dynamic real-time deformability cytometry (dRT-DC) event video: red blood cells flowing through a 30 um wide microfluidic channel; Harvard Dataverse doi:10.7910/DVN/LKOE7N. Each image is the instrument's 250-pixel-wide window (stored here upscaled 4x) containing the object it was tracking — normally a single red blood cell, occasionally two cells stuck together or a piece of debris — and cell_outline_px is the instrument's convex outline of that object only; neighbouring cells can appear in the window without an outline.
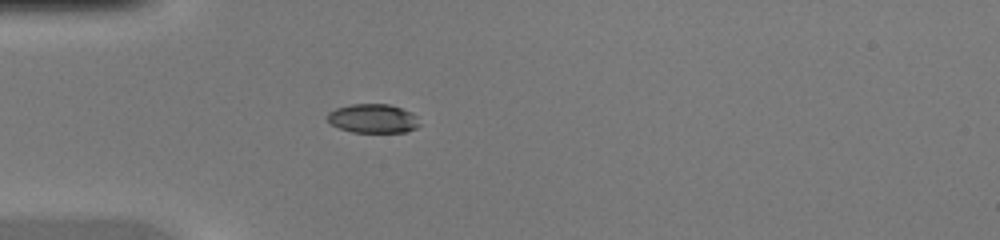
{"species": "common noctule bat (a hibernating species)", "species_latin": "Nyctalus noctula", "temperature_condition": "warm", "stored_images_in_passage": 33, "camera_frame_rate_fps": 3000, "um_per_image_px": 0.085, "animal": {"sex": "female", "body_mass_g": 20.0, "forearm_length_mm": 54.0}, "frame": {"image": 1, "passage_image": 1, "time_ms": 0.0, "image_size_px": [1000, 240], "cell_outline_px": [[420, 124], [416, 128], [404, 132], [352, 132], [340, 128], [332, 124], [324, 116], [328, 112], [336, 108], [352, 104], [388, 104], [412, 112], [416, 116]], "centroid_in_image_um": [31.69, 10.07], "position_along_channel_um": 53.3, "area_um2": 15.55}}
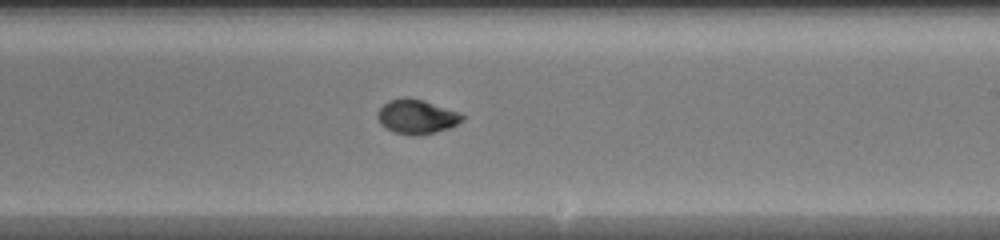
{"frame": {"image": 2, "passage_image": 15, "time_ms": 4.667, "image_size_px": [1000, 240], "cell_outline_px": [[464, 120], [448, 128], [436, 132], [392, 132], [384, 128], [380, 124], [376, 116], [376, 112], [388, 100], [404, 96], [408, 96], [424, 100], [456, 112], [464, 116]], "centroid_in_image_um": [35.35, 9.86], "position_along_channel_um": 253.7, "area_um2": 16.47}}
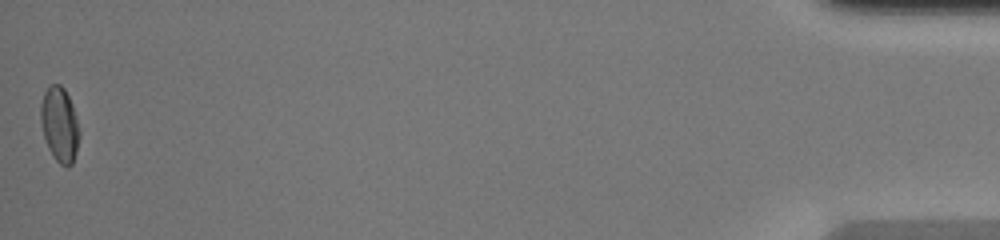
{"frame": {"image": 3, "passage_image": 33, "time_ms": 10.667, "image_size_px": [1000, 240], "cell_outline_px": [[80, 136], [76, 152], [72, 164], [68, 168], [60, 164], [56, 160], [48, 148], [44, 136], [40, 120], [40, 104], [44, 92], [48, 84], [60, 84], [64, 88], [72, 104], [80, 132]], "centroid_in_image_um": [5.06, 10.57], "position_along_channel_um": 430.1, "area_um2": 16.99}}